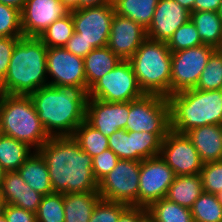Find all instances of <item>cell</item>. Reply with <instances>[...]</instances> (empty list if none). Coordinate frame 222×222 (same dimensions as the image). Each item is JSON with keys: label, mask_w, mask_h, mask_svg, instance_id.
I'll list each match as a JSON object with an SVG mask.
<instances>
[{"label": "cell", "mask_w": 222, "mask_h": 222, "mask_svg": "<svg viewBox=\"0 0 222 222\" xmlns=\"http://www.w3.org/2000/svg\"><path fill=\"white\" fill-rule=\"evenodd\" d=\"M175 1L188 11L193 12L195 0H175Z\"/></svg>", "instance_id": "obj_48"}, {"label": "cell", "mask_w": 222, "mask_h": 222, "mask_svg": "<svg viewBox=\"0 0 222 222\" xmlns=\"http://www.w3.org/2000/svg\"><path fill=\"white\" fill-rule=\"evenodd\" d=\"M64 48L72 54L82 58L95 49L92 45H88L77 32L73 33Z\"/></svg>", "instance_id": "obj_42"}, {"label": "cell", "mask_w": 222, "mask_h": 222, "mask_svg": "<svg viewBox=\"0 0 222 222\" xmlns=\"http://www.w3.org/2000/svg\"><path fill=\"white\" fill-rule=\"evenodd\" d=\"M160 157L172 168L176 176L198 174L204 164L186 134L171 129L162 141Z\"/></svg>", "instance_id": "obj_14"}, {"label": "cell", "mask_w": 222, "mask_h": 222, "mask_svg": "<svg viewBox=\"0 0 222 222\" xmlns=\"http://www.w3.org/2000/svg\"><path fill=\"white\" fill-rule=\"evenodd\" d=\"M0 222H7V219L4 215L0 217Z\"/></svg>", "instance_id": "obj_53"}, {"label": "cell", "mask_w": 222, "mask_h": 222, "mask_svg": "<svg viewBox=\"0 0 222 222\" xmlns=\"http://www.w3.org/2000/svg\"><path fill=\"white\" fill-rule=\"evenodd\" d=\"M203 163L222 160V125H205L187 131Z\"/></svg>", "instance_id": "obj_21"}, {"label": "cell", "mask_w": 222, "mask_h": 222, "mask_svg": "<svg viewBox=\"0 0 222 222\" xmlns=\"http://www.w3.org/2000/svg\"><path fill=\"white\" fill-rule=\"evenodd\" d=\"M189 20L190 11L175 0H159L151 24L146 29L147 38L167 43L174 32Z\"/></svg>", "instance_id": "obj_19"}, {"label": "cell", "mask_w": 222, "mask_h": 222, "mask_svg": "<svg viewBox=\"0 0 222 222\" xmlns=\"http://www.w3.org/2000/svg\"><path fill=\"white\" fill-rule=\"evenodd\" d=\"M106 4H113V0H79V9Z\"/></svg>", "instance_id": "obj_45"}, {"label": "cell", "mask_w": 222, "mask_h": 222, "mask_svg": "<svg viewBox=\"0 0 222 222\" xmlns=\"http://www.w3.org/2000/svg\"><path fill=\"white\" fill-rule=\"evenodd\" d=\"M125 130L168 133L170 130L168 99L159 95L144 94L130 101Z\"/></svg>", "instance_id": "obj_7"}, {"label": "cell", "mask_w": 222, "mask_h": 222, "mask_svg": "<svg viewBox=\"0 0 222 222\" xmlns=\"http://www.w3.org/2000/svg\"><path fill=\"white\" fill-rule=\"evenodd\" d=\"M172 168L159 156L140 162L138 207L147 208L152 202L165 198L175 180Z\"/></svg>", "instance_id": "obj_13"}, {"label": "cell", "mask_w": 222, "mask_h": 222, "mask_svg": "<svg viewBox=\"0 0 222 222\" xmlns=\"http://www.w3.org/2000/svg\"><path fill=\"white\" fill-rule=\"evenodd\" d=\"M129 114V102H106L88 98L85 121L109 137L119 129H125Z\"/></svg>", "instance_id": "obj_17"}, {"label": "cell", "mask_w": 222, "mask_h": 222, "mask_svg": "<svg viewBox=\"0 0 222 222\" xmlns=\"http://www.w3.org/2000/svg\"><path fill=\"white\" fill-rule=\"evenodd\" d=\"M147 214L145 207L129 206L119 217L117 222H140Z\"/></svg>", "instance_id": "obj_43"}, {"label": "cell", "mask_w": 222, "mask_h": 222, "mask_svg": "<svg viewBox=\"0 0 222 222\" xmlns=\"http://www.w3.org/2000/svg\"><path fill=\"white\" fill-rule=\"evenodd\" d=\"M200 175L204 192L217 194L222 190V160L204 163Z\"/></svg>", "instance_id": "obj_38"}, {"label": "cell", "mask_w": 222, "mask_h": 222, "mask_svg": "<svg viewBox=\"0 0 222 222\" xmlns=\"http://www.w3.org/2000/svg\"><path fill=\"white\" fill-rule=\"evenodd\" d=\"M34 150L26 143L0 133V165L7 171H17Z\"/></svg>", "instance_id": "obj_28"}, {"label": "cell", "mask_w": 222, "mask_h": 222, "mask_svg": "<svg viewBox=\"0 0 222 222\" xmlns=\"http://www.w3.org/2000/svg\"><path fill=\"white\" fill-rule=\"evenodd\" d=\"M146 39V30L140 24L114 14L107 47L121 60H129Z\"/></svg>", "instance_id": "obj_18"}, {"label": "cell", "mask_w": 222, "mask_h": 222, "mask_svg": "<svg viewBox=\"0 0 222 222\" xmlns=\"http://www.w3.org/2000/svg\"><path fill=\"white\" fill-rule=\"evenodd\" d=\"M170 129L186 133L205 125H222V89L184 90L167 97Z\"/></svg>", "instance_id": "obj_4"}, {"label": "cell", "mask_w": 222, "mask_h": 222, "mask_svg": "<svg viewBox=\"0 0 222 222\" xmlns=\"http://www.w3.org/2000/svg\"><path fill=\"white\" fill-rule=\"evenodd\" d=\"M64 220V194L43 195L36 212V222H64Z\"/></svg>", "instance_id": "obj_34"}, {"label": "cell", "mask_w": 222, "mask_h": 222, "mask_svg": "<svg viewBox=\"0 0 222 222\" xmlns=\"http://www.w3.org/2000/svg\"><path fill=\"white\" fill-rule=\"evenodd\" d=\"M194 222H222V205L216 194L203 192L191 208Z\"/></svg>", "instance_id": "obj_32"}, {"label": "cell", "mask_w": 222, "mask_h": 222, "mask_svg": "<svg viewBox=\"0 0 222 222\" xmlns=\"http://www.w3.org/2000/svg\"><path fill=\"white\" fill-rule=\"evenodd\" d=\"M128 207L123 203L100 199L92 211L89 222H117Z\"/></svg>", "instance_id": "obj_37"}, {"label": "cell", "mask_w": 222, "mask_h": 222, "mask_svg": "<svg viewBox=\"0 0 222 222\" xmlns=\"http://www.w3.org/2000/svg\"><path fill=\"white\" fill-rule=\"evenodd\" d=\"M29 96L50 137L72 136L85 120L89 98L87 87L47 85Z\"/></svg>", "instance_id": "obj_2"}, {"label": "cell", "mask_w": 222, "mask_h": 222, "mask_svg": "<svg viewBox=\"0 0 222 222\" xmlns=\"http://www.w3.org/2000/svg\"><path fill=\"white\" fill-rule=\"evenodd\" d=\"M68 13L60 0H27L20 12L23 36L39 37L53 22Z\"/></svg>", "instance_id": "obj_16"}, {"label": "cell", "mask_w": 222, "mask_h": 222, "mask_svg": "<svg viewBox=\"0 0 222 222\" xmlns=\"http://www.w3.org/2000/svg\"><path fill=\"white\" fill-rule=\"evenodd\" d=\"M4 216L7 222H36V213L6 204Z\"/></svg>", "instance_id": "obj_41"}, {"label": "cell", "mask_w": 222, "mask_h": 222, "mask_svg": "<svg viewBox=\"0 0 222 222\" xmlns=\"http://www.w3.org/2000/svg\"><path fill=\"white\" fill-rule=\"evenodd\" d=\"M202 45L196 26L189 20L180 26L167 42L171 52L185 50L187 48Z\"/></svg>", "instance_id": "obj_35"}, {"label": "cell", "mask_w": 222, "mask_h": 222, "mask_svg": "<svg viewBox=\"0 0 222 222\" xmlns=\"http://www.w3.org/2000/svg\"><path fill=\"white\" fill-rule=\"evenodd\" d=\"M100 199L98 191L64 194V222H89L92 211Z\"/></svg>", "instance_id": "obj_25"}, {"label": "cell", "mask_w": 222, "mask_h": 222, "mask_svg": "<svg viewBox=\"0 0 222 222\" xmlns=\"http://www.w3.org/2000/svg\"><path fill=\"white\" fill-rule=\"evenodd\" d=\"M159 0H113L115 13L132 19L145 30L150 26Z\"/></svg>", "instance_id": "obj_27"}, {"label": "cell", "mask_w": 222, "mask_h": 222, "mask_svg": "<svg viewBox=\"0 0 222 222\" xmlns=\"http://www.w3.org/2000/svg\"><path fill=\"white\" fill-rule=\"evenodd\" d=\"M146 210L155 222H194L191 209L166 198L152 202Z\"/></svg>", "instance_id": "obj_29"}, {"label": "cell", "mask_w": 222, "mask_h": 222, "mask_svg": "<svg viewBox=\"0 0 222 222\" xmlns=\"http://www.w3.org/2000/svg\"><path fill=\"white\" fill-rule=\"evenodd\" d=\"M140 162L120 159L99 182L101 199L128 206H138Z\"/></svg>", "instance_id": "obj_8"}, {"label": "cell", "mask_w": 222, "mask_h": 222, "mask_svg": "<svg viewBox=\"0 0 222 222\" xmlns=\"http://www.w3.org/2000/svg\"><path fill=\"white\" fill-rule=\"evenodd\" d=\"M74 32L94 48L107 46L111 22L115 14L113 4L86 7L70 11Z\"/></svg>", "instance_id": "obj_12"}, {"label": "cell", "mask_w": 222, "mask_h": 222, "mask_svg": "<svg viewBox=\"0 0 222 222\" xmlns=\"http://www.w3.org/2000/svg\"><path fill=\"white\" fill-rule=\"evenodd\" d=\"M86 87L89 88L105 74L113 70L122 60L107 46L95 48L84 58Z\"/></svg>", "instance_id": "obj_23"}, {"label": "cell", "mask_w": 222, "mask_h": 222, "mask_svg": "<svg viewBox=\"0 0 222 222\" xmlns=\"http://www.w3.org/2000/svg\"><path fill=\"white\" fill-rule=\"evenodd\" d=\"M190 21L196 26L202 44L219 49L222 45V18L218 12H190Z\"/></svg>", "instance_id": "obj_26"}, {"label": "cell", "mask_w": 222, "mask_h": 222, "mask_svg": "<svg viewBox=\"0 0 222 222\" xmlns=\"http://www.w3.org/2000/svg\"><path fill=\"white\" fill-rule=\"evenodd\" d=\"M204 192L200 173L179 175L168 188L165 198L191 209L195 200Z\"/></svg>", "instance_id": "obj_24"}, {"label": "cell", "mask_w": 222, "mask_h": 222, "mask_svg": "<svg viewBox=\"0 0 222 222\" xmlns=\"http://www.w3.org/2000/svg\"><path fill=\"white\" fill-rule=\"evenodd\" d=\"M17 171L34 191L42 195L54 193L46 161L38 151H33Z\"/></svg>", "instance_id": "obj_22"}, {"label": "cell", "mask_w": 222, "mask_h": 222, "mask_svg": "<svg viewBox=\"0 0 222 222\" xmlns=\"http://www.w3.org/2000/svg\"><path fill=\"white\" fill-rule=\"evenodd\" d=\"M214 50V47L202 44L171 53L170 95L196 88L208 58Z\"/></svg>", "instance_id": "obj_10"}, {"label": "cell", "mask_w": 222, "mask_h": 222, "mask_svg": "<svg viewBox=\"0 0 222 222\" xmlns=\"http://www.w3.org/2000/svg\"><path fill=\"white\" fill-rule=\"evenodd\" d=\"M217 197H218V201L221 203L222 205V190L220 192H218L217 194Z\"/></svg>", "instance_id": "obj_52"}, {"label": "cell", "mask_w": 222, "mask_h": 222, "mask_svg": "<svg viewBox=\"0 0 222 222\" xmlns=\"http://www.w3.org/2000/svg\"><path fill=\"white\" fill-rule=\"evenodd\" d=\"M60 1L67 8L69 12L72 10L79 9V0H60Z\"/></svg>", "instance_id": "obj_47"}, {"label": "cell", "mask_w": 222, "mask_h": 222, "mask_svg": "<svg viewBox=\"0 0 222 222\" xmlns=\"http://www.w3.org/2000/svg\"><path fill=\"white\" fill-rule=\"evenodd\" d=\"M119 160V157L109 148L92 158L93 174L98 183L116 166Z\"/></svg>", "instance_id": "obj_39"}, {"label": "cell", "mask_w": 222, "mask_h": 222, "mask_svg": "<svg viewBox=\"0 0 222 222\" xmlns=\"http://www.w3.org/2000/svg\"><path fill=\"white\" fill-rule=\"evenodd\" d=\"M218 13H219V16L222 18V2H221V6H220Z\"/></svg>", "instance_id": "obj_54"}, {"label": "cell", "mask_w": 222, "mask_h": 222, "mask_svg": "<svg viewBox=\"0 0 222 222\" xmlns=\"http://www.w3.org/2000/svg\"><path fill=\"white\" fill-rule=\"evenodd\" d=\"M0 194L6 204L14 205L36 213L43 195L34 191L20 176L18 171H7L0 185Z\"/></svg>", "instance_id": "obj_20"}, {"label": "cell", "mask_w": 222, "mask_h": 222, "mask_svg": "<svg viewBox=\"0 0 222 222\" xmlns=\"http://www.w3.org/2000/svg\"><path fill=\"white\" fill-rule=\"evenodd\" d=\"M196 89L202 91L222 89V52L215 49L208 58Z\"/></svg>", "instance_id": "obj_33"}, {"label": "cell", "mask_w": 222, "mask_h": 222, "mask_svg": "<svg viewBox=\"0 0 222 222\" xmlns=\"http://www.w3.org/2000/svg\"><path fill=\"white\" fill-rule=\"evenodd\" d=\"M0 133L26 143L34 151L50 139L29 95L0 93Z\"/></svg>", "instance_id": "obj_5"}, {"label": "cell", "mask_w": 222, "mask_h": 222, "mask_svg": "<svg viewBox=\"0 0 222 222\" xmlns=\"http://www.w3.org/2000/svg\"><path fill=\"white\" fill-rule=\"evenodd\" d=\"M48 85H73L86 87L85 67L82 57L64 47H50L46 54Z\"/></svg>", "instance_id": "obj_15"}, {"label": "cell", "mask_w": 222, "mask_h": 222, "mask_svg": "<svg viewBox=\"0 0 222 222\" xmlns=\"http://www.w3.org/2000/svg\"><path fill=\"white\" fill-rule=\"evenodd\" d=\"M22 36L20 11L0 3V37Z\"/></svg>", "instance_id": "obj_36"}, {"label": "cell", "mask_w": 222, "mask_h": 222, "mask_svg": "<svg viewBox=\"0 0 222 222\" xmlns=\"http://www.w3.org/2000/svg\"><path fill=\"white\" fill-rule=\"evenodd\" d=\"M74 33L71 12L53 22L38 38L47 48L64 47Z\"/></svg>", "instance_id": "obj_31"}, {"label": "cell", "mask_w": 222, "mask_h": 222, "mask_svg": "<svg viewBox=\"0 0 222 222\" xmlns=\"http://www.w3.org/2000/svg\"><path fill=\"white\" fill-rule=\"evenodd\" d=\"M171 53L166 42L147 38L128 60L144 94L170 95Z\"/></svg>", "instance_id": "obj_6"}, {"label": "cell", "mask_w": 222, "mask_h": 222, "mask_svg": "<svg viewBox=\"0 0 222 222\" xmlns=\"http://www.w3.org/2000/svg\"><path fill=\"white\" fill-rule=\"evenodd\" d=\"M5 173H6V171L0 165V185H1V182H2V180L4 178Z\"/></svg>", "instance_id": "obj_51"}, {"label": "cell", "mask_w": 222, "mask_h": 222, "mask_svg": "<svg viewBox=\"0 0 222 222\" xmlns=\"http://www.w3.org/2000/svg\"><path fill=\"white\" fill-rule=\"evenodd\" d=\"M27 0H0V3L18 9L20 12Z\"/></svg>", "instance_id": "obj_46"}, {"label": "cell", "mask_w": 222, "mask_h": 222, "mask_svg": "<svg viewBox=\"0 0 222 222\" xmlns=\"http://www.w3.org/2000/svg\"><path fill=\"white\" fill-rule=\"evenodd\" d=\"M142 95L144 93L128 60H122L88 90L89 98L106 102H130Z\"/></svg>", "instance_id": "obj_9"}, {"label": "cell", "mask_w": 222, "mask_h": 222, "mask_svg": "<svg viewBox=\"0 0 222 222\" xmlns=\"http://www.w3.org/2000/svg\"><path fill=\"white\" fill-rule=\"evenodd\" d=\"M37 151L46 161L54 193L98 191L92 157L72 136L50 137Z\"/></svg>", "instance_id": "obj_1"}, {"label": "cell", "mask_w": 222, "mask_h": 222, "mask_svg": "<svg viewBox=\"0 0 222 222\" xmlns=\"http://www.w3.org/2000/svg\"><path fill=\"white\" fill-rule=\"evenodd\" d=\"M20 37H0V83L7 75L12 53Z\"/></svg>", "instance_id": "obj_40"}, {"label": "cell", "mask_w": 222, "mask_h": 222, "mask_svg": "<svg viewBox=\"0 0 222 222\" xmlns=\"http://www.w3.org/2000/svg\"><path fill=\"white\" fill-rule=\"evenodd\" d=\"M167 133H148L116 130L108 137L109 149L119 159L135 160L141 162L143 159L160 155L162 141Z\"/></svg>", "instance_id": "obj_11"}, {"label": "cell", "mask_w": 222, "mask_h": 222, "mask_svg": "<svg viewBox=\"0 0 222 222\" xmlns=\"http://www.w3.org/2000/svg\"><path fill=\"white\" fill-rule=\"evenodd\" d=\"M47 50L38 37H20L12 53L7 75L0 83V93L30 95L47 86Z\"/></svg>", "instance_id": "obj_3"}, {"label": "cell", "mask_w": 222, "mask_h": 222, "mask_svg": "<svg viewBox=\"0 0 222 222\" xmlns=\"http://www.w3.org/2000/svg\"><path fill=\"white\" fill-rule=\"evenodd\" d=\"M5 207H6V201L4 200L2 195L0 194V217L2 215H4Z\"/></svg>", "instance_id": "obj_49"}, {"label": "cell", "mask_w": 222, "mask_h": 222, "mask_svg": "<svg viewBox=\"0 0 222 222\" xmlns=\"http://www.w3.org/2000/svg\"><path fill=\"white\" fill-rule=\"evenodd\" d=\"M222 0H195L193 12L196 11H214L218 12Z\"/></svg>", "instance_id": "obj_44"}, {"label": "cell", "mask_w": 222, "mask_h": 222, "mask_svg": "<svg viewBox=\"0 0 222 222\" xmlns=\"http://www.w3.org/2000/svg\"><path fill=\"white\" fill-rule=\"evenodd\" d=\"M72 137L80 148L92 158L109 148L108 137L93 128L85 120L76 128Z\"/></svg>", "instance_id": "obj_30"}, {"label": "cell", "mask_w": 222, "mask_h": 222, "mask_svg": "<svg viewBox=\"0 0 222 222\" xmlns=\"http://www.w3.org/2000/svg\"><path fill=\"white\" fill-rule=\"evenodd\" d=\"M140 222H155L147 213L141 220Z\"/></svg>", "instance_id": "obj_50"}]
</instances>
